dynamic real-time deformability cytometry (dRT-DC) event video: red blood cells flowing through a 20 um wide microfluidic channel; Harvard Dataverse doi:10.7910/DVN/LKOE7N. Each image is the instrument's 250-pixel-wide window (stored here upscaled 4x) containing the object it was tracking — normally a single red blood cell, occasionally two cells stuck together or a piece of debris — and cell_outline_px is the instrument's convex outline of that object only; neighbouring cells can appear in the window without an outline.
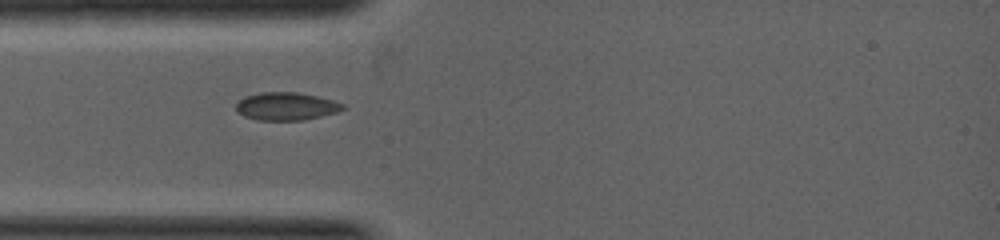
{"species": "common noctule bat (a hibernating species)", "species_latin": "Nyctalus noctula", "temperature_condition": "warm", "stored_images_in_passage": 2, "camera_frame_rate_fps": 5000, "um_per_image_px": 0.085, "animal": {"sex": "female", "body_mass_g": 19.0, "forearm_length_mm": 53.3}, "frame": {"image": 1, "passage_image": 1, "time_ms": 0.0, "image_size_px": [1000, 240], "cell_outline_px": [[344, 108], [336, 112], [304, 120], [256, 120], [244, 116], [236, 112], [236, 104], [244, 96], [260, 92], [296, 92], [316, 96], [332, 100], [344, 104]], "centroid_in_image_um": [24.28, 9.03], "position_along_channel_um": 60.7, "area_um2": 17.28}}
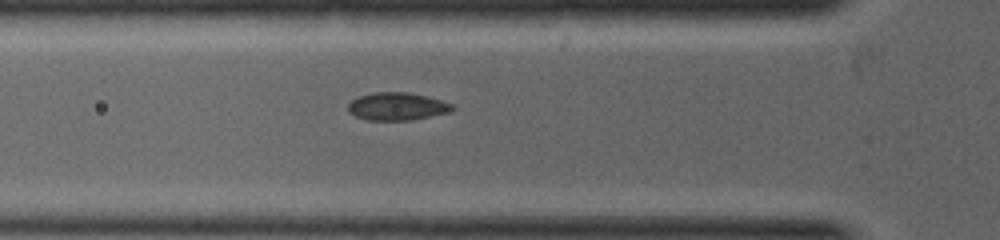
{"frame": {"image": 2, "passage_image": 2, "time_ms": 0.4, "image_size_px": [1000, 240], "cell_outline_px": [[456, 108], [452, 112], [412, 120], [368, 120], [356, 116], [348, 112], [348, 104], [352, 100], [360, 96], [372, 92], [408, 92], [428, 96], [452, 104]], "centroid_in_image_um": [33.78, 9.04], "position_along_channel_um": 92.0, "area_um2": 16.99}}